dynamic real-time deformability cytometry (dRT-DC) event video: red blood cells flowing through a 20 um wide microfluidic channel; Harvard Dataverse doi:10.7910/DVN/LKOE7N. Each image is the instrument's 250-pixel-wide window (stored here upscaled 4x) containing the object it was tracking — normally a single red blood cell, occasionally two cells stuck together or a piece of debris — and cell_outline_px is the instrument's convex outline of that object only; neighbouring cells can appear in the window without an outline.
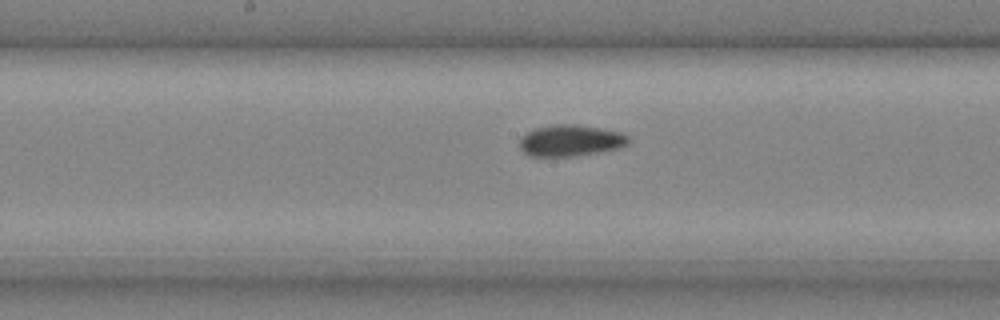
{"species": "common noctule bat (a hibernating species)", "species_latin": "Nyctalus noctula", "temperature_condition": "cold", "stored_images_in_passage": 5, "camera_frame_rate_fps": 3000, "um_per_image_px": 0.085, "animal": {"sex": "male", "body_mass_g": 20.4}, "frame": {"image": 1, "passage_image": 5, "time_ms": 1.333, "image_size_px": [1000, 320], "cell_outline_px": [[628, 144], [620, 148], [600, 152], [576, 156], [528, 156], [520, 148], [520, 140], [528, 132], [536, 128], [556, 124], [576, 124], [624, 132], [628, 136]], "centroid_in_image_um": [48.54, 11.95], "position_along_channel_um": 199.7, "area_um2": 19.94}}